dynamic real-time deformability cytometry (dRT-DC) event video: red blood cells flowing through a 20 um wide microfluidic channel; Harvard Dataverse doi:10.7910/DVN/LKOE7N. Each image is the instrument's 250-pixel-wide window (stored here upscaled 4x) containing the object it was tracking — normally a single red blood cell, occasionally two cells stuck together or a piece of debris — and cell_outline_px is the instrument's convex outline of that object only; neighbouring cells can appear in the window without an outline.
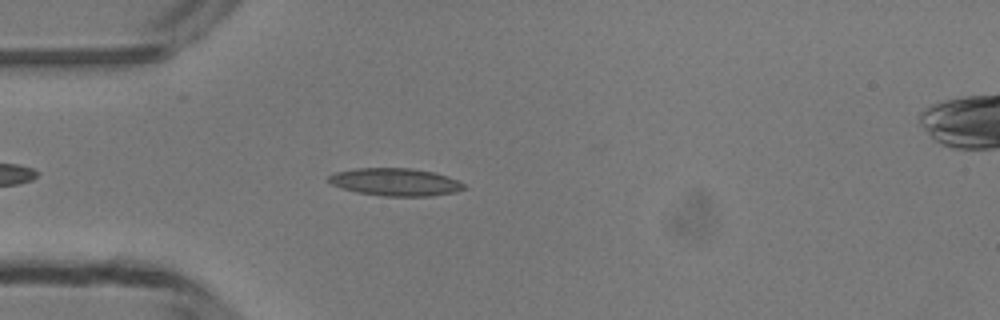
{"species": "common noctule bat (a hibernating species)", "species_latin": "Nyctalus noctula", "temperature_condition": "room temperature", "stored_images_in_passage": 38, "camera_frame_rate_fps": 3000, "um_per_image_px": 0.085, "animal": {"sex": "male", "body_mass_g": 13.3}, "frame": {"image": 1, "passage_image": 5, "time_ms": 1.333, "image_size_px": [1000, 320], "cell_outline_px": [[464, 188], [456, 192], [428, 196], [384, 196], [356, 192], [332, 184], [328, 180], [328, 176], [336, 172], [356, 168], [412, 168], [432, 172], [448, 176], [464, 184]], "centroid_in_image_um": [33.6, 15.47], "position_along_channel_um": 51.4, "area_um2": 21.56}}
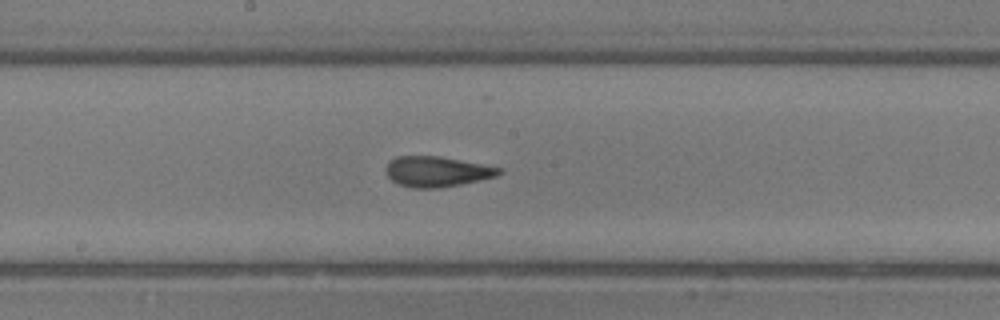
{"frame": {"image": 2, "passage_image": 17, "time_ms": 5.333, "image_size_px": [1000, 320], "cell_outline_px": [[504, 172], [496, 176], [480, 180], [440, 188], [412, 188], [400, 184], [392, 180], [388, 176], [384, 168], [388, 160], [396, 156], [440, 156], [504, 168]], "centroid_in_image_um": [37.13, 14.57], "position_along_channel_um": 211.1, "area_um2": 20.23}}
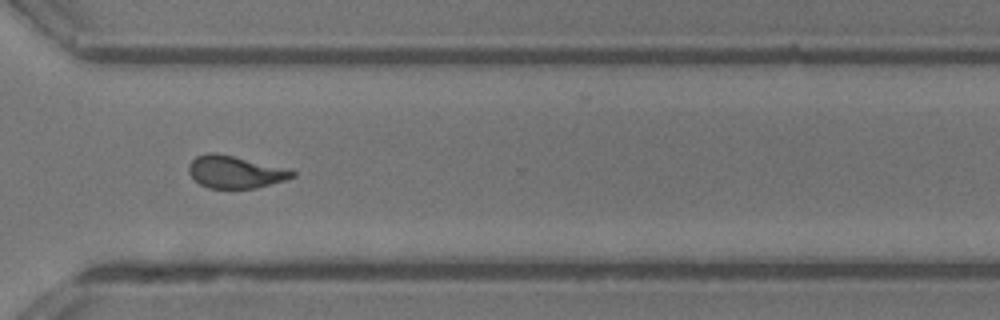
{"frame": {"image": 3, "passage_image": 27, "time_ms": 8.667, "image_size_px": [1000, 320], "cell_outline_px": [[296, 176], [284, 180], [256, 188], [208, 188], [200, 184], [188, 172], [188, 164], [196, 156], [208, 152], [212, 152], [292, 168], [296, 172]], "centroid_in_image_um": [20.03, 14.61], "position_along_channel_um": 350.6, "area_um2": 19.65}, "authors_computed_cell_mechanics": {"area_um2": 19.6231, "velocity_mm_per_s": 4.1961, "shape_relaxation_time_tau1_ms": 6.4187, "shape_relaxation_time_tau2_ms": 1.6551, "deformation_change_tau1": 0.2053, "deformation_change_tau2": 0.091}}